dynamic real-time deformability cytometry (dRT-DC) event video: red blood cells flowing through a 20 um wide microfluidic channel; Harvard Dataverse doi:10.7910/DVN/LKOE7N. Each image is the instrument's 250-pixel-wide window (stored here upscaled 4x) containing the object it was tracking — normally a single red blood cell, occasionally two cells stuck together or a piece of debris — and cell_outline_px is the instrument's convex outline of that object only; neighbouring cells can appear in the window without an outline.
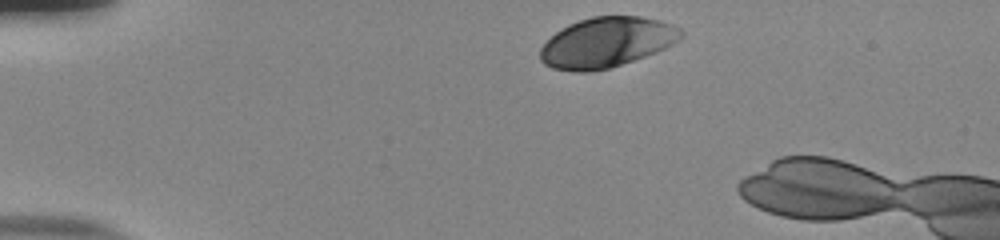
{"species": "human", "species_latin": "Homo sapiens", "temperature_condition": "room temperature", "stored_images_in_passage": 37, "camera_frame_rate_fps": 3000, "um_per_image_px": 0.085, "donor": {"sex": "male"}, "frame": {"image": 1, "passage_image": 1, "time_ms": 0.0, "image_size_px": [1000, 240], "cell_outline_px": [[684, 36], [680, 40], [656, 52], [608, 68], [588, 72], [572, 72], [552, 68], [544, 64], [540, 60], [540, 48], [556, 32], [568, 24], [592, 16], [640, 16], [660, 20], [672, 24], [680, 28], [684, 32]], "centroid_in_image_um": [51.57, 3.59], "position_along_channel_um": 33.4, "area_um2": 41.1}}
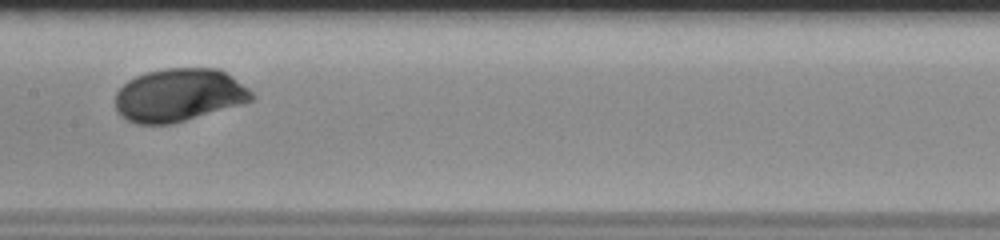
{"frame": {"image": 2, "passage_image": 19, "time_ms": 6.0, "image_size_px": [1000, 240], "cell_outline_px": [[256, 96], [252, 100], [244, 104], [172, 124], [136, 124], [124, 120], [116, 112], [116, 92], [128, 80], [136, 76], [148, 72], [164, 68], [220, 68], [248, 88]], "centroid_in_image_um": [15.21, 8.09], "position_along_channel_um": 192.2, "area_um2": 42.48}}
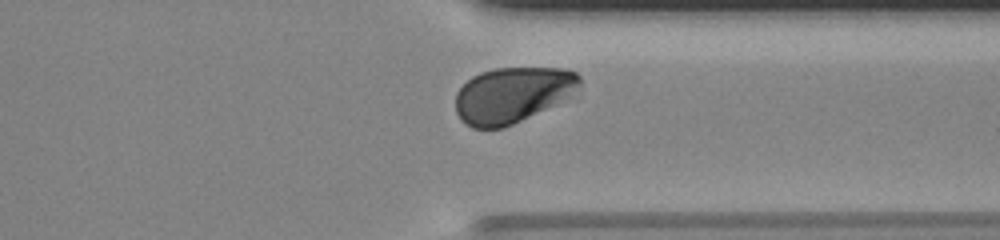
{"frame": {"image": 3, "passage_image": 33, "time_ms": 10.667, "image_size_px": [1000, 240], "cell_outline_px": [[580, 84], [568, 96], [504, 128], [472, 128], [464, 124], [460, 120], [456, 112], [456, 92], [472, 76], [480, 72], [496, 68], [564, 68], [576, 72], [580, 76]], "centroid_in_image_um": [43.48, 8.05], "position_along_channel_um": 367.9, "area_um2": 39.65}, "authors_computed_cell_mechanics": {"area_um2": 41.5004, "velocity_mm_per_s": 3.7587, "shape_relaxation_time_tau1_ms": 2.3851, "shape_relaxation_time_tau2_ms": null, "deformation_change_tau1": 0.1367, "deformation_change_tau2": null}}